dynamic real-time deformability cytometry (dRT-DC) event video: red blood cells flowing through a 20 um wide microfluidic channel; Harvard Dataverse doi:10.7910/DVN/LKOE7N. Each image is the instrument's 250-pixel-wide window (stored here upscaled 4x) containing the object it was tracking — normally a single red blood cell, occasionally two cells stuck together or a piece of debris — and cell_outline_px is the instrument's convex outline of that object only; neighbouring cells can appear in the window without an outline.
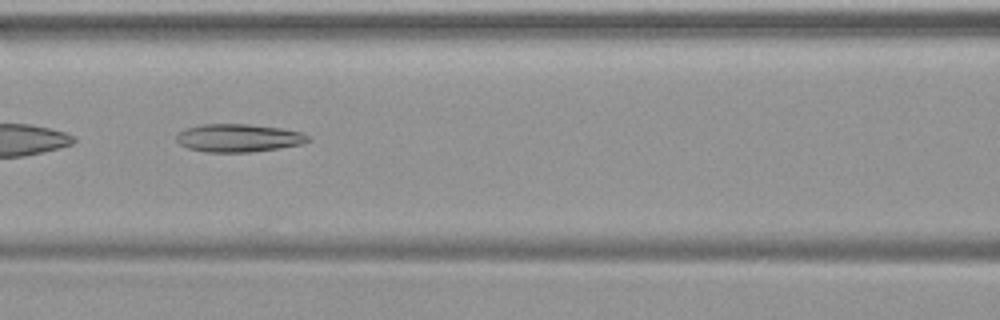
{"species": "common noctule bat (a hibernating species)", "species_latin": "Nyctalus noctula", "temperature_condition": "warm", "stored_images_in_passage": 48, "camera_frame_rate_fps": 3000, "um_per_image_px": 0.085, "animal": {"sex": "female", "body_mass_g": 19.9}, "frame": {"image": 1, "passage_image": 21, "time_ms": 6.667, "image_size_px": [1000, 320], "cell_outline_px": [[312, 140], [304, 144], [280, 148], [252, 152], [204, 152], [188, 148], [180, 144], [176, 140], [176, 132], [200, 124], [248, 124], [280, 128], [300, 132], [308, 136]], "centroid_in_image_um": [20.27, 11.73], "position_along_channel_um": 146.3, "area_um2": 21.62}}